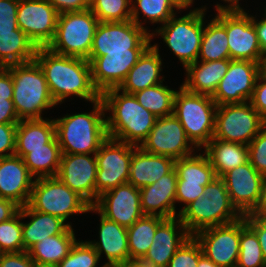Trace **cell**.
Here are the masks:
<instances>
[{"label": "cell", "mask_w": 266, "mask_h": 267, "mask_svg": "<svg viewBox=\"0 0 266 267\" xmlns=\"http://www.w3.org/2000/svg\"><path fill=\"white\" fill-rule=\"evenodd\" d=\"M209 183H193L186 180H177L176 186V209L177 216L191 202L195 201L204 194L205 186ZM180 203V204H179ZM177 204L181 205L178 206ZM179 209H178V207Z\"/></svg>", "instance_id": "46"}, {"label": "cell", "mask_w": 266, "mask_h": 267, "mask_svg": "<svg viewBox=\"0 0 266 267\" xmlns=\"http://www.w3.org/2000/svg\"><path fill=\"white\" fill-rule=\"evenodd\" d=\"M220 178L226 185L232 205L242 216L250 214L259 202L265 177L248 161Z\"/></svg>", "instance_id": "17"}, {"label": "cell", "mask_w": 266, "mask_h": 267, "mask_svg": "<svg viewBox=\"0 0 266 267\" xmlns=\"http://www.w3.org/2000/svg\"><path fill=\"white\" fill-rule=\"evenodd\" d=\"M88 213L98 214L99 225L97 227L98 240H86L98 253L100 260L105 256L104 265L106 267L129 260V245L127 238V228L119 225L115 221L107 219L100 214L93 206L89 207Z\"/></svg>", "instance_id": "23"}, {"label": "cell", "mask_w": 266, "mask_h": 267, "mask_svg": "<svg viewBox=\"0 0 266 267\" xmlns=\"http://www.w3.org/2000/svg\"><path fill=\"white\" fill-rule=\"evenodd\" d=\"M262 72L266 75V58L264 59V62L262 65Z\"/></svg>", "instance_id": "63"}, {"label": "cell", "mask_w": 266, "mask_h": 267, "mask_svg": "<svg viewBox=\"0 0 266 267\" xmlns=\"http://www.w3.org/2000/svg\"><path fill=\"white\" fill-rule=\"evenodd\" d=\"M197 267H219L204 254L199 258Z\"/></svg>", "instance_id": "60"}, {"label": "cell", "mask_w": 266, "mask_h": 267, "mask_svg": "<svg viewBox=\"0 0 266 267\" xmlns=\"http://www.w3.org/2000/svg\"><path fill=\"white\" fill-rule=\"evenodd\" d=\"M175 168L155 183L140 188L141 209L144 215L159 216L164 219L177 217Z\"/></svg>", "instance_id": "25"}, {"label": "cell", "mask_w": 266, "mask_h": 267, "mask_svg": "<svg viewBox=\"0 0 266 267\" xmlns=\"http://www.w3.org/2000/svg\"><path fill=\"white\" fill-rule=\"evenodd\" d=\"M175 170L177 180H186V182L211 183L217 177L203 150H197L192 155L176 159Z\"/></svg>", "instance_id": "38"}, {"label": "cell", "mask_w": 266, "mask_h": 267, "mask_svg": "<svg viewBox=\"0 0 266 267\" xmlns=\"http://www.w3.org/2000/svg\"><path fill=\"white\" fill-rule=\"evenodd\" d=\"M220 1V0H219ZM242 0H221L219 3L216 1V3H214L215 5L213 6L216 14H220V13H245V12H251L247 9H245V6L241 4V2H239ZM248 1V0H247ZM244 2V0H243Z\"/></svg>", "instance_id": "55"}, {"label": "cell", "mask_w": 266, "mask_h": 267, "mask_svg": "<svg viewBox=\"0 0 266 267\" xmlns=\"http://www.w3.org/2000/svg\"><path fill=\"white\" fill-rule=\"evenodd\" d=\"M19 0H0V34L12 33L18 28Z\"/></svg>", "instance_id": "47"}, {"label": "cell", "mask_w": 266, "mask_h": 267, "mask_svg": "<svg viewBox=\"0 0 266 267\" xmlns=\"http://www.w3.org/2000/svg\"><path fill=\"white\" fill-rule=\"evenodd\" d=\"M37 49L20 28L0 34V67L34 61Z\"/></svg>", "instance_id": "35"}, {"label": "cell", "mask_w": 266, "mask_h": 267, "mask_svg": "<svg viewBox=\"0 0 266 267\" xmlns=\"http://www.w3.org/2000/svg\"><path fill=\"white\" fill-rule=\"evenodd\" d=\"M20 210L15 202L0 197V222L7 221L14 217Z\"/></svg>", "instance_id": "57"}, {"label": "cell", "mask_w": 266, "mask_h": 267, "mask_svg": "<svg viewBox=\"0 0 266 267\" xmlns=\"http://www.w3.org/2000/svg\"><path fill=\"white\" fill-rule=\"evenodd\" d=\"M249 102L266 120V75L263 72L257 78L253 94Z\"/></svg>", "instance_id": "50"}, {"label": "cell", "mask_w": 266, "mask_h": 267, "mask_svg": "<svg viewBox=\"0 0 266 267\" xmlns=\"http://www.w3.org/2000/svg\"><path fill=\"white\" fill-rule=\"evenodd\" d=\"M231 59L196 61L187 65L181 86L194 94L212 96L228 71Z\"/></svg>", "instance_id": "28"}, {"label": "cell", "mask_w": 266, "mask_h": 267, "mask_svg": "<svg viewBox=\"0 0 266 267\" xmlns=\"http://www.w3.org/2000/svg\"><path fill=\"white\" fill-rule=\"evenodd\" d=\"M0 267H36L28 251L3 253L0 257Z\"/></svg>", "instance_id": "51"}, {"label": "cell", "mask_w": 266, "mask_h": 267, "mask_svg": "<svg viewBox=\"0 0 266 267\" xmlns=\"http://www.w3.org/2000/svg\"><path fill=\"white\" fill-rule=\"evenodd\" d=\"M208 4L195 8L204 9V30L200 53L197 61H214L230 59L226 33V13L210 14L212 18L206 19ZM207 23V24H206Z\"/></svg>", "instance_id": "29"}, {"label": "cell", "mask_w": 266, "mask_h": 267, "mask_svg": "<svg viewBox=\"0 0 266 267\" xmlns=\"http://www.w3.org/2000/svg\"><path fill=\"white\" fill-rule=\"evenodd\" d=\"M98 24L90 9L61 13L55 36L47 48L58 55L88 60Z\"/></svg>", "instance_id": "8"}, {"label": "cell", "mask_w": 266, "mask_h": 267, "mask_svg": "<svg viewBox=\"0 0 266 267\" xmlns=\"http://www.w3.org/2000/svg\"><path fill=\"white\" fill-rule=\"evenodd\" d=\"M95 155L97 201L98 196L106 191L128 183L132 145L108 137Z\"/></svg>", "instance_id": "12"}, {"label": "cell", "mask_w": 266, "mask_h": 267, "mask_svg": "<svg viewBox=\"0 0 266 267\" xmlns=\"http://www.w3.org/2000/svg\"><path fill=\"white\" fill-rule=\"evenodd\" d=\"M22 236L24 251L44 238L62 234L69 225L61 218L33 210L28 204L22 207Z\"/></svg>", "instance_id": "30"}, {"label": "cell", "mask_w": 266, "mask_h": 267, "mask_svg": "<svg viewBox=\"0 0 266 267\" xmlns=\"http://www.w3.org/2000/svg\"><path fill=\"white\" fill-rule=\"evenodd\" d=\"M178 217L193 236L201 230L234 222L242 215L232 205L224 181L216 177L205 186L202 197L188 204Z\"/></svg>", "instance_id": "6"}, {"label": "cell", "mask_w": 266, "mask_h": 267, "mask_svg": "<svg viewBox=\"0 0 266 267\" xmlns=\"http://www.w3.org/2000/svg\"><path fill=\"white\" fill-rule=\"evenodd\" d=\"M59 12L48 0H19L17 23L37 48H47L56 33Z\"/></svg>", "instance_id": "14"}, {"label": "cell", "mask_w": 266, "mask_h": 267, "mask_svg": "<svg viewBox=\"0 0 266 267\" xmlns=\"http://www.w3.org/2000/svg\"><path fill=\"white\" fill-rule=\"evenodd\" d=\"M13 79V98L19 120L46 118L43 115L58 106L51 96L45 75L34 60L6 67ZM47 110V111H46Z\"/></svg>", "instance_id": "4"}, {"label": "cell", "mask_w": 266, "mask_h": 267, "mask_svg": "<svg viewBox=\"0 0 266 267\" xmlns=\"http://www.w3.org/2000/svg\"><path fill=\"white\" fill-rule=\"evenodd\" d=\"M139 147L147 153L168 156L175 160L192 155L198 150L188 139L174 114L157 118Z\"/></svg>", "instance_id": "13"}, {"label": "cell", "mask_w": 266, "mask_h": 267, "mask_svg": "<svg viewBox=\"0 0 266 267\" xmlns=\"http://www.w3.org/2000/svg\"><path fill=\"white\" fill-rule=\"evenodd\" d=\"M95 249L86 240H77L69 254L57 265V267H106L100 262Z\"/></svg>", "instance_id": "43"}, {"label": "cell", "mask_w": 266, "mask_h": 267, "mask_svg": "<svg viewBox=\"0 0 266 267\" xmlns=\"http://www.w3.org/2000/svg\"><path fill=\"white\" fill-rule=\"evenodd\" d=\"M151 42L150 33L132 20L99 22L89 57L131 54V49H147Z\"/></svg>", "instance_id": "11"}, {"label": "cell", "mask_w": 266, "mask_h": 267, "mask_svg": "<svg viewBox=\"0 0 266 267\" xmlns=\"http://www.w3.org/2000/svg\"><path fill=\"white\" fill-rule=\"evenodd\" d=\"M257 14L258 13L254 15L252 13V22L254 24L256 35L258 37L259 45L261 47L262 57L265 59L266 58V19L263 18L261 15L259 16Z\"/></svg>", "instance_id": "56"}, {"label": "cell", "mask_w": 266, "mask_h": 267, "mask_svg": "<svg viewBox=\"0 0 266 267\" xmlns=\"http://www.w3.org/2000/svg\"><path fill=\"white\" fill-rule=\"evenodd\" d=\"M175 161L171 157L150 154L132 145L128 183L139 189L151 185L170 173L175 168Z\"/></svg>", "instance_id": "27"}, {"label": "cell", "mask_w": 266, "mask_h": 267, "mask_svg": "<svg viewBox=\"0 0 266 267\" xmlns=\"http://www.w3.org/2000/svg\"><path fill=\"white\" fill-rule=\"evenodd\" d=\"M52 118L20 120L16 128L15 155L23 158L28 149L46 148V144L55 137Z\"/></svg>", "instance_id": "31"}, {"label": "cell", "mask_w": 266, "mask_h": 267, "mask_svg": "<svg viewBox=\"0 0 266 267\" xmlns=\"http://www.w3.org/2000/svg\"><path fill=\"white\" fill-rule=\"evenodd\" d=\"M145 50L131 49V54L108 53L105 56L89 57L92 81L99 93L119 88Z\"/></svg>", "instance_id": "21"}, {"label": "cell", "mask_w": 266, "mask_h": 267, "mask_svg": "<svg viewBox=\"0 0 266 267\" xmlns=\"http://www.w3.org/2000/svg\"><path fill=\"white\" fill-rule=\"evenodd\" d=\"M217 177L249 161L248 146L212 138L203 148Z\"/></svg>", "instance_id": "33"}, {"label": "cell", "mask_w": 266, "mask_h": 267, "mask_svg": "<svg viewBox=\"0 0 266 267\" xmlns=\"http://www.w3.org/2000/svg\"><path fill=\"white\" fill-rule=\"evenodd\" d=\"M176 92V89L162 82L140 90L133 95L146 110L160 118L173 115Z\"/></svg>", "instance_id": "39"}, {"label": "cell", "mask_w": 266, "mask_h": 267, "mask_svg": "<svg viewBox=\"0 0 266 267\" xmlns=\"http://www.w3.org/2000/svg\"><path fill=\"white\" fill-rule=\"evenodd\" d=\"M28 205L35 211L61 218L71 227L74 226L68 219L75 215L88 214L91 206L57 176L35 179Z\"/></svg>", "instance_id": "9"}, {"label": "cell", "mask_w": 266, "mask_h": 267, "mask_svg": "<svg viewBox=\"0 0 266 267\" xmlns=\"http://www.w3.org/2000/svg\"><path fill=\"white\" fill-rule=\"evenodd\" d=\"M36 267H57V266H41V265H36Z\"/></svg>", "instance_id": "65"}, {"label": "cell", "mask_w": 266, "mask_h": 267, "mask_svg": "<svg viewBox=\"0 0 266 267\" xmlns=\"http://www.w3.org/2000/svg\"><path fill=\"white\" fill-rule=\"evenodd\" d=\"M251 213H265L266 214V177L262 185L259 202Z\"/></svg>", "instance_id": "58"}, {"label": "cell", "mask_w": 266, "mask_h": 267, "mask_svg": "<svg viewBox=\"0 0 266 267\" xmlns=\"http://www.w3.org/2000/svg\"><path fill=\"white\" fill-rule=\"evenodd\" d=\"M160 44H151L139 57L137 63L130 69L124 82L118 89L127 94H134L147 87H151L162 82L167 83L163 74L165 62L161 57ZM163 72V73H162Z\"/></svg>", "instance_id": "26"}, {"label": "cell", "mask_w": 266, "mask_h": 267, "mask_svg": "<svg viewBox=\"0 0 266 267\" xmlns=\"http://www.w3.org/2000/svg\"><path fill=\"white\" fill-rule=\"evenodd\" d=\"M262 64L248 60H231L228 71L211 98L218 106L250 101Z\"/></svg>", "instance_id": "15"}, {"label": "cell", "mask_w": 266, "mask_h": 267, "mask_svg": "<svg viewBox=\"0 0 266 267\" xmlns=\"http://www.w3.org/2000/svg\"><path fill=\"white\" fill-rule=\"evenodd\" d=\"M92 110L66 113L54 119L55 136L62 154H95L108 138L102 99L91 103Z\"/></svg>", "instance_id": "3"}, {"label": "cell", "mask_w": 266, "mask_h": 267, "mask_svg": "<svg viewBox=\"0 0 266 267\" xmlns=\"http://www.w3.org/2000/svg\"><path fill=\"white\" fill-rule=\"evenodd\" d=\"M180 10L181 8L173 0H131V20L149 33L152 30L150 26L145 25L146 23L152 26L158 24L159 27Z\"/></svg>", "instance_id": "34"}, {"label": "cell", "mask_w": 266, "mask_h": 267, "mask_svg": "<svg viewBox=\"0 0 266 267\" xmlns=\"http://www.w3.org/2000/svg\"><path fill=\"white\" fill-rule=\"evenodd\" d=\"M195 1H197V0H182V10H185V9H190V7L192 8V9H194V3H195Z\"/></svg>", "instance_id": "61"}, {"label": "cell", "mask_w": 266, "mask_h": 267, "mask_svg": "<svg viewBox=\"0 0 266 267\" xmlns=\"http://www.w3.org/2000/svg\"><path fill=\"white\" fill-rule=\"evenodd\" d=\"M239 246L240 252L236 267H266L256 233L247 225L245 216L240 218Z\"/></svg>", "instance_id": "40"}, {"label": "cell", "mask_w": 266, "mask_h": 267, "mask_svg": "<svg viewBox=\"0 0 266 267\" xmlns=\"http://www.w3.org/2000/svg\"><path fill=\"white\" fill-rule=\"evenodd\" d=\"M244 216L247 225L256 233L266 262V214L250 213Z\"/></svg>", "instance_id": "49"}, {"label": "cell", "mask_w": 266, "mask_h": 267, "mask_svg": "<svg viewBox=\"0 0 266 267\" xmlns=\"http://www.w3.org/2000/svg\"><path fill=\"white\" fill-rule=\"evenodd\" d=\"M61 155L55 136L46 144V148L28 149V153L22 159L30 174L37 179L57 176Z\"/></svg>", "instance_id": "36"}, {"label": "cell", "mask_w": 266, "mask_h": 267, "mask_svg": "<svg viewBox=\"0 0 266 267\" xmlns=\"http://www.w3.org/2000/svg\"><path fill=\"white\" fill-rule=\"evenodd\" d=\"M19 118L12 100H0V124H18Z\"/></svg>", "instance_id": "53"}, {"label": "cell", "mask_w": 266, "mask_h": 267, "mask_svg": "<svg viewBox=\"0 0 266 267\" xmlns=\"http://www.w3.org/2000/svg\"><path fill=\"white\" fill-rule=\"evenodd\" d=\"M61 13L83 11L90 8V0H48Z\"/></svg>", "instance_id": "52"}, {"label": "cell", "mask_w": 266, "mask_h": 267, "mask_svg": "<svg viewBox=\"0 0 266 267\" xmlns=\"http://www.w3.org/2000/svg\"><path fill=\"white\" fill-rule=\"evenodd\" d=\"M263 8H264V9H262L263 11L258 10L259 12H262V13H258V14H260L263 18L266 19V4H265V6Z\"/></svg>", "instance_id": "62"}, {"label": "cell", "mask_w": 266, "mask_h": 267, "mask_svg": "<svg viewBox=\"0 0 266 267\" xmlns=\"http://www.w3.org/2000/svg\"><path fill=\"white\" fill-rule=\"evenodd\" d=\"M95 154H62L57 177L91 206L96 202Z\"/></svg>", "instance_id": "19"}, {"label": "cell", "mask_w": 266, "mask_h": 267, "mask_svg": "<svg viewBox=\"0 0 266 267\" xmlns=\"http://www.w3.org/2000/svg\"><path fill=\"white\" fill-rule=\"evenodd\" d=\"M182 9V0H173Z\"/></svg>", "instance_id": "64"}, {"label": "cell", "mask_w": 266, "mask_h": 267, "mask_svg": "<svg viewBox=\"0 0 266 267\" xmlns=\"http://www.w3.org/2000/svg\"><path fill=\"white\" fill-rule=\"evenodd\" d=\"M203 254L219 267H236L240 252V218L234 222L210 227L193 235Z\"/></svg>", "instance_id": "16"}, {"label": "cell", "mask_w": 266, "mask_h": 267, "mask_svg": "<svg viewBox=\"0 0 266 267\" xmlns=\"http://www.w3.org/2000/svg\"><path fill=\"white\" fill-rule=\"evenodd\" d=\"M13 98V79L11 72L5 68H0V100H12Z\"/></svg>", "instance_id": "54"}, {"label": "cell", "mask_w": 266, "mask_h": 267, "mask_svg": "<svg viewBox=\"0 0 266 267\" xmlns=\"http://www.w3.org/2000/svg\"><path fill=\"white\" fill-rule=\"evenodd\" d=\"M105 106L106 130L109 138L139 147L147 138L157 119L133 94L118 88L101 94Z\"/></svg>", "instance_id": "2"}, {"label": "cell", "mask_w": 266, "mask_h": 267, "mask_svg": "<svg viewBox=\"0 0 266 267\" xmlns=\"http://www.w3.org/2000/svg\"><path fill=\"white\" fill-rule=\"evenodd\" d=\"M99 22L131 20V0H90V8Z\"/></svg>", "instance_id": "41"}, {"label": "cell", "mask_w": 266, "mask_h": 267, "mask_svg": "<svg viewBox=\"0 0 266 267\" xmlns=\"http://www.w3.org/2000/svg\"><path fill=\"white\" fill-rule=\"evenodd\" d=\"M35 178L17 155L0 158V197L20 207L28 204Z\"/></svg>", "instance_id": "24"}, {"label": "cell", "mask_w": 266, "mask_h": 267, "mask_svg": "<svg viewBox=\"0 0 266 267\" xmlns=\"http://www.w3.org/2000/svg\"><path fill=\"white\" fill-rule=\"evenodd\" d=\"M108 267H148L142 260L129 259L114 263Z\"/></svg>", "instance_id": "59"}, {"label": "cell", "mask_w": 266, "mask_h": 267, "mask_svg": "<svg viewBox=\"0 0 266 267\" xmlns=\"http://www.w3.org/2000/svg\"><path fill=\"white\" fill-rule=\"evenodd\" d=\"M164 220L159 216L144 215L127 228L130 259L141 260L145 256L153 243L157 227Z\"/></svg>", "instance_id": "37"}, {"label": "cell", "mask_w": 266, "mask_h": 267, "mask_svg": "<svg viewBox=\"0 0 266 267\" xmlns=\"http://www.w3.org/2000/svg\"><path fill=\"white\" fill-rule=\"evenodd\" d=\"M247 146L249 162L266 177V125Z\"/></svg>", "instance_id": "45"}, {"label": "cell", "mask_w": 266, "mask_h": 267, "mask_svg": "<svg viewBox=\"0 0 266 267\" xmlns=\"http://www.w3.org/2000/svg\"><path fill=\"white\" fill-rule=\"evenodd\" d=\"M177 89L173 114L180 121L192 144L198 150H203L214 136L218 105L211 96L191 93L181 84Z\"/></svg>", "instance_id": "7"}, {"label": "cell", "mask_w": 266, "mask_h": 267, "mask_svg": "<svg viewBox=\"0 0 266 267\" xmlns=\"http://www.w3.org/2000/svg\"><path fill=\"white\" fill-rule=\"evenodd\" d=\"M75 229L69 226L62 234L44 238L34 244L29 255L36 265L57 266L70 252L77 241Z\"/></svg>", "instance_id": "32"}, {"label": "cell", "mask_w": 266, "mask_h": 267, "mask_svg": "<svg viewBox=\"0 0 266 267\" xmlns=\"http://www.w3.org/2000/svg\"><path fill=\"white\" fill-rule=\"evenodd\" d=\"M22 207L11 219L0 222V249L3 253L24 251L22 236Z\"/></svg>", "instance_id": "42"}, {"label": "cell", "mask_w": 266, "mask_h": 267, "mask_svg": "<svg viewBox=\"0 0 266 267\" xmlns=\"http://www.w3.org/2000/svg\"><path fill=\"white\" fill-rule=\"evenodd\" d=\"M190 10V11H189ZM183 11H186L184 14ZM183 13V15H182ZM180 14V15H178ZM204 30V9L194 8L180 10L165 24L153 28L150 33L151 41L156 36L161 38L185 68L198 59Z\"/></svg>", "instance_id": "5"}, {"label": "cell", "mask_w": 266, "mask_h": 267, "mask_svg": "<svg viewBox=\"0 0 266 267\" xmlns=\"http://www.w3.org/2000/svg\"><path fill=\"white\" fill-rule=\"evenodd\" d=\"M226 33L231 60H248L263 65L252 13H226Z\"/></svg>", "instance_id": "20"}, {"label": "cell", "mask_w": 266, "mask_h": 267, "mask_svg": "<svg viewBox=\"0 0 266 267\" xmlns=\"http://www.w3.org/2000/svg\"><path fill=\"white\" fill-rule=\"evenodd\" d=\"M202 255L200 243L194 236H190L175 252L167 267H197Z\"/></svg>", "instance_id": "44"}, {"label": "cell", "mask_w": 266, "mask_h": 267, "mask_svg": "<svg viewBox=\"0 0 266 267\" xmlns=\"http://www.w3.org/2000/svg\"><path fill=\"white\" fill-rule=\"evenodd\" d=\"M107 219L126 228L144 216L141 209L139 188L130 183L118 185L102 195L92 205Z\"/></svg>", "instance_id": "18"}, {"label": "cell", "mask_w": 266, "mask_h": 267, "mask_svg": "<svg viewBox=\"0 0 266 267\" xmlns=\"http://www.w3.org/2000/svg\"><path fill=\"white\" fill-rule=\"evenodd\" d=\"M266 125L249 101L217 106L213 138L248 145Z\"/></svg>", "instance_id": "10"}, {"label": "cell", "mask_w": 266, "mask_h": 267, "mask_svg": "<svg viewBox=\"0 0 266 267\" xmlns=\"http://www.w3.org/2000/svg\"><path fill=\"white\" fill-rule=\"evenodd\" d=\"M190 236L178 216L165 219L157 227L153 243L141 260L148 267H167L175 252Z\"/></svg>", "instance_id": "22"}, {"label": "cell", "mask_w": 266, "mask_h": 267, "mask_svg": "<svg viewBox=\"0 0 266 267\" xmlns=\"http://www.w3.org/2000/svg\"><path fill=\"white\" fill-rule=\"evenodd\" d=\"M34 60L41 67L51 96L59 107L69 98L74 100L76 97L89 103L101 99L93 84L87 59L58 55L48 48H38Z\"/></svg>", "instance_id": "1"}, {"label": "cell", "mask_w": 266, "mask_h": 267, "mask_svg": "<svg viewBox=\"0 0 266 267\" xmlns=\"http://www.w3.org/2000/svg\"><path fill=\"white\" fill-rule=\"evenodd\" d=\"M17 124H0V158L15 154Z\"/></svg>", "instance_id": "48"}]
</instances>
